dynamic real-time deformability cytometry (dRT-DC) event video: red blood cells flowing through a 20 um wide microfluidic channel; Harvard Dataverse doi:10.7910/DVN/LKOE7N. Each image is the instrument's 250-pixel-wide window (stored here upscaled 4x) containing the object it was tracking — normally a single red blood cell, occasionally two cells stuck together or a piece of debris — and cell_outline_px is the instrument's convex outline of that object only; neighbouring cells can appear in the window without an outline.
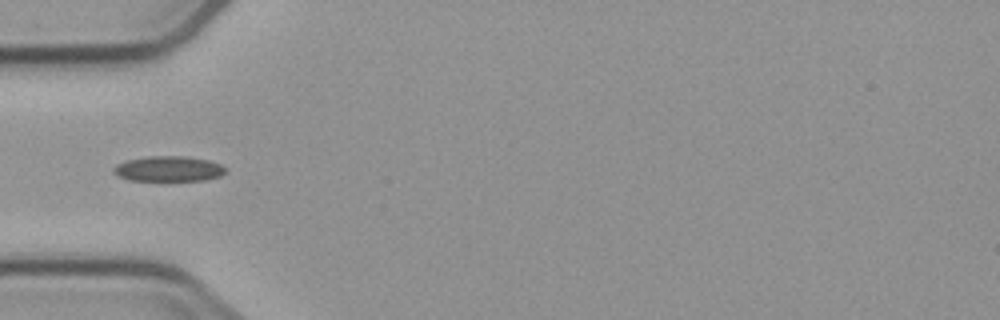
{"species": "common noctule bat (a hibernating species)", "species_latin": "Nyctalus noctula", "temperature_condition": "cold", "stored_images_in_passage": 5, "camera_frame_rate_fps": 3000, "um_per_image_px": 0.085, "animal": {"sex": "male", "body_mass_g": 23.1, "forearm_length_mm": 52.7}, "frame": {"image": 1, "passage_image": 4, "time_ms": 4.0, "image_size_px": [1000, 320], "cell_outline_px": [[228, 172], [220, 176], [204, 180], [128, 180], [116, 176], [112, 172], [112, 168], [116, 164], [128, 160], [144, 156], [184, 156], [208, 160], [220, 164], [228, 168]], "centroid_in_image_um": [14.32, 14.34], "position_along_channel_um": 70.7, "area_um2": 16.7}}
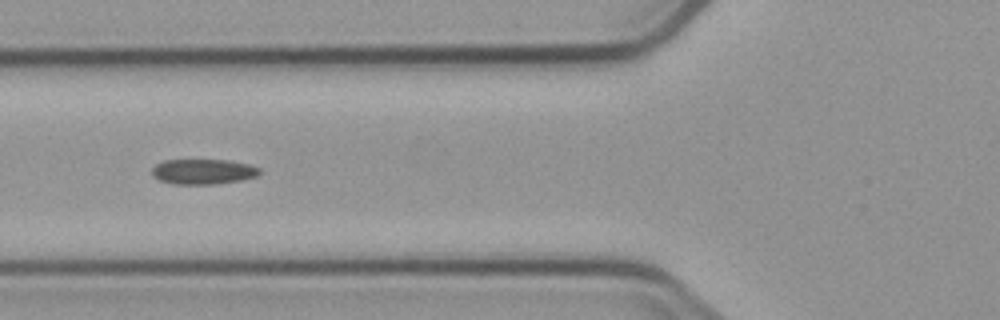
{"frame": {"image": 2, "passage_image": 5, "time_ms": 5.0, "image_size_px": [1000, 320], "cell_outline_px": [[260, 172], [256, 176], [240, 180], [216, 184], [172, 184], [160, 180], [152, 176], [152, 168], [156, 164], [164, 160], [228, 160], [248, 164], [260, 168]], "centroid_in_image_um": [17.24, 14.59], "position_along_channel_um": 108.6, "area_um2": 15.78}}